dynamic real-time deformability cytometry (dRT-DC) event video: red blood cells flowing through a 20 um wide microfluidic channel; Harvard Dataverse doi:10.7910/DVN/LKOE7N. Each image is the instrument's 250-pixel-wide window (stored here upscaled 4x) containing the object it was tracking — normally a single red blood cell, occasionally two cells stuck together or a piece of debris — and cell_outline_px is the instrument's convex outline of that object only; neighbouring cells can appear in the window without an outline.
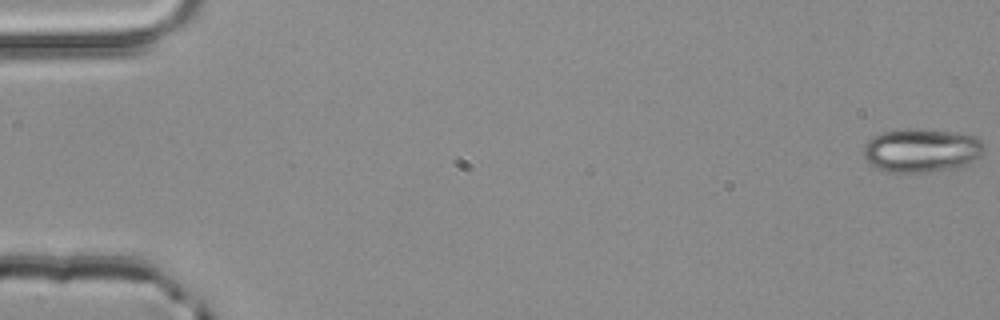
{"species": "common noctule bat (a hibernating species)", "species_latin": "Nyctalus noctula", "temperature_condition": "room temperature", "stored_images_in_passage": 6, "segment_of_instrument_passage": [1, 2], "camera_frame_rate_fps": 3000, "um_per_image_px": 0.085, "animal": {"sex": "male", "body_mass_g": 20.4}, "frame": {"image": 1, "passage_image": 1, "time_ms": 0.0, "image_size_px": [1000, 320], "cell_outline_px": [[984, 152], [976, 160], [964, 168], [920, 172], [888, 172], [876, 168], [864, 156], [864, 148], [868, 140], [884, 132], [904, 128], [924, 128], [976, 136], [984, 140]], "centroid_in_image_um": [78.41, 12.78], "position_along_channel_um": 6.6, "area_um2": 31.1}}